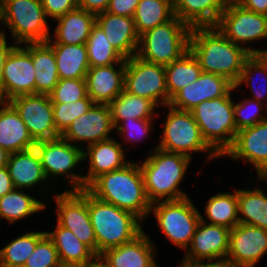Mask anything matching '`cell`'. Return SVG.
Returning a JSON list of instances; mask_svg holds the SVG:
<instances>
[{"instance_id": "cell-1", "label": "cell", "mask_w": 267, "mask_h": 267, "mask_svg": "<svg viewBox=\"0 0 267 267\" xmlns=\"http://www.w3.org/2000/svg\"><path fill=\"white\" fill-rule=\"evenodd\" d=\"M189 49L198 59L202 72L223 76L234 85L251 55L247 49L228 40L216 26L193 27Z\"/></svg>"}, {"instance_id": "cell-2", "label": "cell", "mask_w": 267, "mask_h": 267, "mask_svg": "<svg viewBox=\"0 0 267 267\" xmlns=\"http://www.w3.org/2000/svg\"><path fill=\"white\" fill-rule=\"evenodd\" d=\"M86 189L96 198L132 212L142 221L149 216L151 202L138 162L131 161L120 169L100 175Z\"/></svg>"}, {"instance_id": "cell-3", "label": "cell", "mask_w": 267, "mask_h": 267, "mask_svg": "<svg viewBox=\"0 0 267 267\" xmlns=\"http://www.w3.org/2000/svg\"><path fill=\"white\" fill-rule=\"evenodd\" d=\"M142 163H138L143 176V182L148 200L157 201L180 200L189 197L180 189L191 158L167 152L158 147L149 152Z\"/></svg>"}, {"instance_id": "cell-4", "label": "cell", "mask_w": 267, "mask_h": 267, "mask_svg": "<svg viewBox=\"0 0 267 267\" xmlns=\"http://www.w3.org/2000/svg\"><path fill=\"white\" fill-rule=\"evenodd\" d=\"M88 210L93 226L97 256L105 250L128 243L139 236L143 221L130 211L102 201L88 191Z\"/></svg>"}, {"instance_id": "cell-5", "label": "cell", "mask_w": 267, "mask_h": 267, "mask_svg": "<svg viewBox=\"0 0 267 267\" xmlns=\"http://www.w3.org/2000/svg\"><path fill=\"white\" fill-rule=\"evenodd\" d=\"M234 90L233 87L226 95L205 100L191 109L202 138L220 158L232 146L237 134L231 98Z\"/></svg>"}, {"instance_id": "cell-6", "label": "cell", "mask_w": 267, "mask_h": 267, "mask_svg": "<svg viewBox=\"0 0 267 267\" xmlns=\"http://www.w3.org/2000/svg\"><path fill=\"white\" fill-rule=\"evenodd\" d=\"M191 27L174 16L139 36L136 56L159 65H169L189 50Z\"/></svg>"}, {"instance_id": "cell-7", "label": "cell", "mask_w": 267, "mask_h": 267, "mask_svg": "<svg viewBox=\"0 0 267 267\" xmlns=\"http://www.w3.org/2000/svg\"><path fill=\"white\" fill-rule=\"evenodd\" d=\"M165 107L168 108V114L165 123L162 124L163 135L157 145L159 149L179 153L191 159L192 153L205 152L207 162L220 158L202 138L191 111L179 110L170 105Z\"/></svg>"}, {"instance_id": "cell-8", "label": "cell", "mask_w": 267, "mask_h": 267, "mask_svg": "<svg viewBox=\"0 0 267 267\" xmlns=\"http://www.w3.org/2000/svg\"><path fill=\"white\" fill-rule=\"evenodd\" d=\"M48 19L41 0H3V25L16 44L46 42L51 36Z\"/></svg>"}, {"instance_id": "cell-9", "label": "cell", "mask_w": 267, "mask_h": 267, "mask_svg": "<svg viewBox=\"0 0 267 267\" xmlns=\"http://www.w3.org/2000/svg\"><path fill=\"white\" fill-rule=\"evenodd\" d=\"M152 213L168 241L186 251L201 220V212L191 198L154 202L149 214Z\"/></svg>"}, {"instance_id": "cell-10", "label": "cell", "mask_w": 267, "mask_h": 267, "mask_svg": "<svg viewBox=\"0 0 267 267\" xmlns=\"http://www.w3.org/2000/svg\"><path fill=\"white\" fill-rule=\"evenodd\" d=\"M42 167L48 181L53 178L64 176L70 185V191L84 189V175L75 171L82 165L83 148L75 146L62 137L38 141L35 144ZM75 171V172H74Z\"/></svg>"}, {"instance_id": "cell-11", "label": "cell", "mask_w": 267, "mask_h": 267, "mask_svg": "<svg viewBox=\"0 0 267 267\" xmlns=\"http://www.w3.org/2000/svg\"><path fill=\"white\" fill-rule=\"evenodd\" d=\"M216 27L228 40L251 54H263L266 50L250 48L248 43L267 40V16L245 9L234 0L227 2Z\"/></svg>"}, {"instance_id": "cell-12", "label": "cell", "mask_w": 267, "mask_h": 267, "mask_svg": "<svg viewBox=\"0 0 267 267\" xmlns=\"http://www.w3.org/2000/svg\"><path fill=\"white\" fill-rule=\"evenodd\" d=\"M124 91L151 100L157 107L169 105L165 66L138 56L126 59Z\"/></svg>"}, {"instance_id": "cell-13", "label": "cell", "mask_w": 267, "mask_h": 267, "mask_svg": "<svg viewBox=\"0 0 267 267\" xmlns=\"http://www.w3.org/2000/svg\"><path fill=\"white\" fill-rule=\"evenodd\" d=\"M57 223L73 234L97 255V242L88 210V190L53 193Z\"/></svg>"}, {"instance_id": "cell-14", "label": "cell", "mask_w": 267, "mask_h": 267, "mask_svg": "<svg viewBox=\"0 0 267 267\" xmlns=\"http://www.w3.org/2000/svg\"><path fill=\"white\" fill-rule=\"evenodd\" d=\"M27 126L35 142L61 137L53 117V104L49 95H20L7 101Z\"/></svg>"}, {"instance_id": "cell-15", "label": "cell", "mask_w": 267, "mask_h": 267, "mask_svg": "<svg viewBox=\"0 0 267 267\" xmlns=\"http://www.w3.org/2000/svg\"><path fill=\"white\" fill-rule=\"evenodd\" d=\"M231 229L206 222L201 214L191 244L178 267H186L200 262L226 259L229 250Z\"/></svg>"}, {"instance_id": "cell-16", "label": "cell", "mask_w": 267, "mask_h": 267, "mask_svg": "<svg viewBox=\"0 0 267 267\" xmlns=\"http://www.w3.org/2000/svg\"><path fill=\"white\" fill-rule=\"evenodd\" d=\"M35 73L31 54L17 44L3 66L1 101L7 102L20 95L35 94Z\"/></svg>"}, {"instance_id": "cell-17", "label": "cell", "mask_w": 267, "mask_h": 267, "mask_svg": "<svg viewBox=\"0 0 267 267\" xmlns=\"http://www.w3.org/2000/svg\"><path fill=\"white\" fill-rule=\"evenodd\" d=\"M113 130L115 128L109 105L94 104L85 114L75 119L61 137L75 146L80 147L86 143L89 146L112 138L109 134Z\"/></svg>"}, {"instance_id": "cell-18", "label": "cell", "mask_w": 267, "mask_h": 267, "mask_svg": "<svg viewBox=\"0 0 267 267\" xmlns=\"http://www.w3.org/2000/svg\"><path fill=\"white\" fill-rule=\"evenodd\" d=\"M267 254V230L239 223L230 232L226 259L236 267H255Z\"/></svg>"}, {"instance_id": "cell-19", "label": "cell", "mask_w": 267, "mask_h": 267, "mask_svg": "<svg viewBox=\"0 0 267 267\" xmlns=\"http://www.w3.org/2000/svg\"><path fill=\"white\" fill-rule=\"evenodd\" d=\"M243 160L253 165L256 173L267 164V119L237 132L232 146L222 157Z\"/></svg>"}, {"instance_id": "cell-20", "label": "cell", "mask_w": 267, "mask_h": 267, "mask_svg": "<svg viewBox=\"0 0 267 267\" xmlns=\"http://www.w3.org/2000/svg\"><path fill=\"white\" fill-rule=\"evenodd\" d=\"M123 146L113 137L85 146L83 159H87L89 164L88 173L84 175V189L100 175L120 169L130 162L125 159L127 151Z\"/></svg>"}, {"instance_id": "cell-21", "label": "cell", "mask_w": 267, "mask_h": 267, "mask_svg": "<svg viewBox=\"0 0 267 267\" xmlns=\"http://www.w3.org/2000/svg\"><path fill=\"white\" fill-rule=\"evenodd\" d=\"M144 231L134 240L105 250L99 257L110 267H158L154 242Z\"/></svg>"}, {"instance_id": "cell-22", "label": "cell", "mask_w": 267, "mask_h": 267, "mask_svg": "<svg viewBox=\"0 0 267 267\" xmlns=\"http://www.w3.org/2000/svg\"><path fill=\"white\" fill-rule=\"evenodd\" d=\"M125 67L126 61H120L109 66L89 68L86 75L87 95L95 104L109 105L124 91Z\"/></svg>"}, {"instance_id": "cell-23", "label": "cell", "mask_w": 267, "mask_h": 267, "mask_svg": "<svg viewBox=\"0 0 267 267\" xmlns=\"http://www.w3.org/2000/svg\"><path fill=\"white\" fill-rule=\"evenodd\" d=\"M96 24L101 27L107 40L124 59L137 54L139 35L133 17L105 11L96 15Z\"/></svg>"}, {"instance_id": "cell-24", "label": "cell", "mask_w": 267, "mask_h": 267, "mask_svg": "<svg viewBox=\"0 0 267 267\" xmlns=\"http://www.w3.org/2000/svg\"><path fill=\"white\" fill-rule=\"evenodd\" d=\"M7 168L14 188L26 190L40 185L44 189V186L50 183V181H47L48 179L35 147L25 151L10 153Z\"/></svg>"}, {"instance_id": "cell-25", "label": "cell", "mask_w": 267, "mask_h": 267, "mask_svg": "<svg viewBox=\"0 0 267 267\" xmlns=\"http://www.w3.org/2000/svg\"><path fill=\"white\" fill-rule=\"evenodd\" d=\"M55 20L58 23L53 31L54 35H51L46 43L79 45L86 44L92 28L96 24V15L77 7Z\"/></svg>"}, {"instance_id": "cell-26", "label": "cell", "mask_w": 267, "mask_h": 267, "mask_svg": "<svg viewBox=\"0 0 267 267\" xmlns=\"http://www.w3.org/2000/svg\"><path fill=\"white\" fill-rule=\"evenodd\" d=\"M35 144L16 110L0 101V147L14 153L34 148Z\"/></svg>"}, {"instance_id": "cell-27", "label": "cell", "mask_w": 267, "mask_h": 267, "mask_svg": "<svg viewBox=\"0 0 267 267\" xmlns=\"http://www.w3.org/2000/svg\"><path fill=\"white\" fill-rule=\"evenodd\" d=\"M228 0H173L174 15L193 27L216 26Z\"/></svg>"}, {"instance_id": "cell-28", "label": "cell", "mask_w": 267, "mask_h": 267, "mask_svg": "<svg viewBox=\"0 0 267 267\" xmlns=\"http://www.w3.org/2000/svg\"><path fill=\"white\" fill-rule=\"evenodd\" d=\"M31 54L35 73V94L49 95L59 81L55 54L46 42L24 43Z\"/></svg>"}, {"instance_id": "cell-29", "label": "cell", "mask_w": 267, "mask_h": 267, "mask_svg": "<svg viewBox=\"0 0 267 267\" xmlns=\"http://www.w3.org/2000/svg\"><path fill=\"white\" fill-rule=\"evenodd\" d=\"M47 44L55 54L59 79H86L90 68L86 44Z\"/></svg>"}, {"instance_id": "cell-30", "label": "cell", "mask_w": 267, "mask_h": 267, "mask_svg": "<svg viewBox=\"0 0 267 267\" xmlns=\"http://www.w3.org/2000/svg\"><path fill=\"white\" fill-rule=\"evenodd\" d=\"M54 230L46 231V234L53 241L61 263L89 265L97 257L72 231L57 222Z\"/></svg>"}, {"instance_id": "cell-31", "label": "cell", "mask_w": 267, "mask_h": 267, "mask_svg": "<svg viewBox=\"0 0 267 267\" xmlns=\"http://www.w3.org/2000/svg\"><path fill=\"white\" fill-rule=\"evenodd\" d=\"M109 107L114 128L125 119H155L157 113V106L151 100L126 91L121 92Z\"/></svg>"}, {"instance_id": "cell-32", "label": "cell", "mask_w": 267, "mask_h": 267, "mask_svg": "<svg viewBox=\"0 0 267 267\" xmlns=\"http://www.w3.org/2000/svg\"><path fill=\"white\" fill-rule=\"evenodd\" d=\"M239 223L267 230V194L255 189H237Z\"/></svg>"}, {"instance_id": "cell-33", "label": "cell", "mask_w": 267, "mask_h": 267, "mask_svg": "<svg viewBox=\"0 0 267 267\" xmlns=\"http://www.w3.org/2000/svg\"><path fill=\"white\" fill-rule=\"evenodd\" d=\"M34 197L17 188L0 197V219L11 224L44 211L46 203Z\"/></svg>"}, {"instance_id": "cell-34", "label": "cell", "mask_w": 267, "mask_h": 267, "mask_svg": "<svg viewBox=\"0 0 267 267\" xmlns=\"http://www.w3.org/2000/svg\"><path fill=\"white\" fill-rule=\"evenodd\" d=\"M166 87L170 99L183 87L196 81L202 73L198 59L190 51L165 66Z\"/></svg>"}, {"instance_id": "cell-35", "label": "cell", "mask_w": 267, "mask_h": 267, "mask_svg": "<svg viewBox=\"0 0 267 267\" xmlns=\"http://www.w3.org/2000/svg\"><path fill=\"white\" fill-rule=\"evenodd\" d=\"M174 16L173 0H140L133 16L136 32L140 36Z\"/></svg>"}, {"instance_id": "cell-36", "label": "cell", "mask_w": 267, "mask_h": 267, "mask_svg": "<svg viewBox=\"0 0 267 267\" xmlns=\"http://www.w3.org/2000/svg\"><path fill=\"white\" fill-rule=\"evenodd\" d=\"M231 192H219L207 200L204 214L207 223L222 225L233 229L239 224L237 189Z\"/></svg>"}, {"instance_id": "cell-37", "label": "cell", "mask_w": 267, "mask_h": 267, "mask_svg": "<svg viewBox=\"0 0 267 267\" xmlns=\"http://www.w3.org/2000/svg\"><path fill=\"white\" fill-rule=\"evenodd\" d=\"M46 231H28L0 249V267H22Z\"/></svg>"}, {"instance_id": "cell-38", "label": "cell", "mask_w": 267, "mask_h": 267, "mask_svg": "<svg viewBox=\"0 0 267 267\" xmlns=\"http://www.w3.org/2000/svg\"><path fill=\"white\" fill-rule=\"evenodd\" d=\"M255 72L260 76L259 78L264 81L261 88H257L255 82ZM259 82V81H256ZM243 83L249 86L252 93L250 99L256 100L257 102L263 103L267 106V58L264 54H251L244 63L239 79L234 85V88L241 86ZM266 101V102H265ZM265 102V103H264Z\"/></svg>"}, {"instance_id": "cell-39", "label": "cell", "mask_w": 267, "mask_h": 267, "mask_svg": "<svg viewBox=\"0 0 267 267\" xmlns=\"http://www.w3.org/2000/svg\"><path fill=\"white\" fill-rule=\"evenodd\" d=\"M90 67L109 66L126 61L107 40L104 31L95 24L86 42Z\"/></svg>"}, {"instance_id": "cell-40", "label": "cell", "mask_w": 267, "mask_h": 267, "mask_svg": "<svg viewBox=\"0 0 267 267\" xmlns=\"http://www.w3.org/2000/svg\"><path fill=\"white\" fill-rule=\"evenodd\" d=\"M52 104L56 130L62 135L75 119L85 114L95 103L87 95L75 102Z\"/></svg>"}, {"instance_id": "cell-41", "label": "cell", "mask_w": 267, "mask_h": 267, "mask_svg": "<svg viewBox=\"0 0 267 267\" xmlns=\"http://www.w3.org/2000/svg\"><path fill=\"white\" fill-rule=\"evenodd\" d=\"M265 108H267L265 104L250 99L249 97L243 98L237 103L234 102V121L237 132L266 120L267 110Z\"/></svg>"}, {"instance_id": "cell-42", "label": "cell", "mask_w": 267, "mask_h": 267, "mask_svg": "<svg viewBox=\"0 0 267 267\" xmlns=\"http://www.w3.org/2000/svg\"><path fill=\"white\" fill-rule=\"evenodd\" d=\"M52 103H71L87 96L86 79H59L49 94Z\"/></svg>"}, {"instance_id": "cell-43", "label": "cell", "mask_w": 267, "mask_h": 267, "mask_svg": "<svg viewBox=\"0 0 267 267\" xmlns=\"http://www.w3.org/2000/svg\"><path fill=\"white\" fill-rule=\"evenodd\" d=\"M58 251L47 234L37 243L35 250L26 260L24 267H58Z\"/></svg>"}, {"instance_id": "cell-44", "label": "cell", "mask_w": 267, "mask_h": 267, "mask_svg": "<svg viewBox=\"0 0 267 267\" xmlns=\"http://www.w3.org/2000/svg\"><path fill=\"white\" fill-rule=\"evenodd\" d=\"M154 120L155 119H125L115 128V130L127 143L136 144V142H139L143 138L147 139L152 133L151 131L154 129V124L152 123H154Z\"/></svg>"}, {"instance_id": "cell-45", "label": "cell", "mask_w": 267, "mask_h": 267, "mask_svg": "<svg viewBox=\"0 0 267 267\" xmlns=\"http://www.w3.org/2000/svg\"><path fill=\"white\" fill-rule=\"evenodd\" d=\"M233 87L234 84L223 76L206 72L201 73L202 102L222 97Z\"/></svg>"}, {"instance_id": "cell-46", "label": "cell", "mask_w": 267, "mask_h": 267, "mask_svg": "<svg viewBox=\"0 0 267 267\" xmlns=\"http://www.w3.org/2000/svg\"><path fill=\"white\" fill-rule=\"evenodd\" d=\"M202 102L201 75L193 83L183 87L169 102V105L179 110L191 111Z\"/></svg>"}, {"instance_id": "cell-47", "label": "cell", "mask_w": 267, "mask_h": 267, "mask_svg": "<svg viewBox=\"0 0 267 267\" xmlns=\"http://www.w3.org/2000/svg\"><path fill=\"white\" fill-rule=\"evenodd\" d=\"M41 4L46 16L54 19V22L55 19L78 7L77 0H41Z\"/></svg>"}, {"instance_id": "cell-48", "label": "cell", "mask_w": 267, "mask_h": 267, "mask_svg": "<svg viewBox=\"0 0 267 267\" xmlns=\"http://www.w3.org/2000/svg\"><path fill=\"white\" fill-rule=\"evenodd\" d=\"M140 0H110L107 12L133 17Z\"/></svg>"}, {"instance_id": "cell-49", "label": "cell", "mask_w": 267, "mask_h": 267, "mask_svg": "<svg viewBox=\"0 0 267 267\" xmlns=\"http://www.w3.org/2000/svg\"><path fill=\"white\" fill-rule=\"evenodd\" d=\"M109 2L110 0H77V6L97 15L108 9Z\"/></svg>"}, {"instance_id": "cell-50", "label": "cell", "mask_w": 267, "mask_h": 267, "mask_svg": "<svg viewBox=\"0 0 267 267\" xmlns=\"http://www.w3.org/2000/svg\"><path fill=\"white\" fill-rule=\"evenodd\" d=\"M245 9L267 16V0H234Z\"/></svg>"}, {"instance_id": "cell-51", "label": "cell", "mask_w": 267, "mask_h": 267, "mask_svg": "<svg viewBox=\"0 0 267 267\" xmlns=\"http://www.w3.org/2000/svg\"><path fill=\"white\" fill-rule=\"evenodd\" d=\"M7 38L5 35H0V101H1V83H2V74H3V66L6 61L7 56L10 51L17 45L13 43V45L7 44Z\"/></svg>"}, {"instance_id": "cell-52", "label": "cell", "mask_w": 267, "mask_h": 267, "mask_svg": "<svg viewBox=\"0 0 267 267\" xmlns=\"http://www.w3.org/2000/svg\"><path fill=\"white\" fill-rule=\"evenodd\" d=\"M14 189L12 179L9 175L7 166L0 168V197H3Z\"/></svg>"}, {"instance_id": "cell-53", "label": "cell", "mask_w": 267, "mask_h": 267, "mask_svg": "<svg viewBox=\"0 0 267 267\" xmlns=\"http://www.w3.org/2000/svg\"><path fill=\"white\" fill-rule=\"evenodd\" d=\"M186 267H236L232 262L227 259L217 261H205Z\"/></svg>"}, {"instance_id": "cell-54", "label": "cell", "mask_w": 267, "mask_h": 267, "mask_svg": "<svg viewBox=\"0 0 267 267\" xmlns=\"http://www.w3.org/2000/svg\"><path fill=\"white\" fill-rule=\"evenodd\" d=\"M9 156H10V153L7 150L0 147V168L7 166Z\"/></svg>"}, {"instance_id": "cell-55", "label": "cell", "mask_w": 267, "mask_h": 267, "mask_svg": "<svg viewBox=\"0 0 267 267\" xmlns=\"http://www.w3.org/2000/svg\"><path fill=\"white\" fill-rule=\"evenodd\" d=\"M88 267H110L105 261H103L99 256H97Z\"/></svg>"}, {"instance_id": "cell-56", "label": "cell", "mask_w": 267, "mask_h": 267, "mask_svg": "<svg viewBox=\"0 0 267 267\" xmlns=\"http://www.w3.org/2000/svg\"><path fill=\"white\" fill-rule=\"evenodd\" d=\"M258 180L257 181H267V164L264 165L258 172Z\"/></svg>"}, {"instance_id": "cell-57", "label": "cell", "mask_w": 267, "mask_h": 267, "mask_svg": "<svg viewBox=\"0 0 267 267\" xmlns=\"http://www.w3.org/2000/svg\"><path fill=\"white\" fill-rule=\"evenodd\" d=\"M0 24L3 25V0H0ZM0 35H5L4 30H0Z\"/></svg>"}, {"instance_id": "cell-58", "label": "cell", "mask_w": 267, "mask_h": 267, "mask_svg": "<svg viewBox=\"0 0 267 267\" xmlns=\"http://www.w3.org/2000/svg\"><path fill=\"white\" fill-rule=\"evenodd\" d=\"M58 267H88V265L72 264V263H60Z\"/></svg>"}, {"instance_id": "cell-59", "label": "cell", "mask_w": 267, "mask_h": 267, "mask_svg": "<svg viewBox=\"0 0 267 267\" xmlns=\"http://www.w3.org/2000/svg\"><path fill=\"white\" fill-rule=\"evenodd\" d=\"M265 55V57L267 58V49L265 50V52L263 53Z\"/></svg>"}]
</instances>
